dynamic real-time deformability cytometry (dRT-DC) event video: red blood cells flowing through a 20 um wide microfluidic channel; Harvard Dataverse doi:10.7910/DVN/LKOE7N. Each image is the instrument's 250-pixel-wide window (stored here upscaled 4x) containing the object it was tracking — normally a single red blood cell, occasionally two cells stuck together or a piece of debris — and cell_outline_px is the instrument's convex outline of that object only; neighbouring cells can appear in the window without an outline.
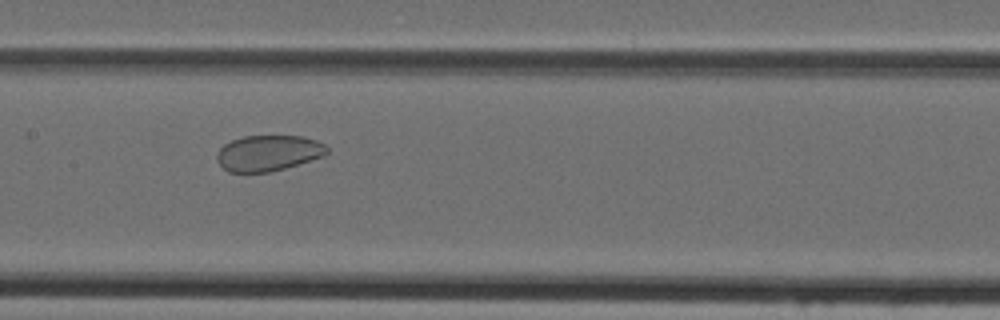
{"species": "Egyptian fruit bat (a non-hibernating species)", "species_latin": "Rousettus aegyptiacus", "temperature_condition": "cold", "stored_images_in_passage": 48, "camera_frame_rate_fps": 3000, "um_per_image_px": 0.085, "animal": {"sex": "female"}, "frame": {"image": 1, "passage_image": 24, "time_ms": 7.667, "image_size_px": [1000, 320], "cell_outline_px": [[328, 152], [324, 156], [284, 168], [268, 172], [228, 172], [216, 160], [216, 152], [224, 144], [232, 140], [244, 136], [304, 136], [316, 140], [324, 144], [328, 148]], "centroid_in_image_um": [22.79, 13.0], "position_along_channel_um": 184.6, "area_um2": 22.95}}
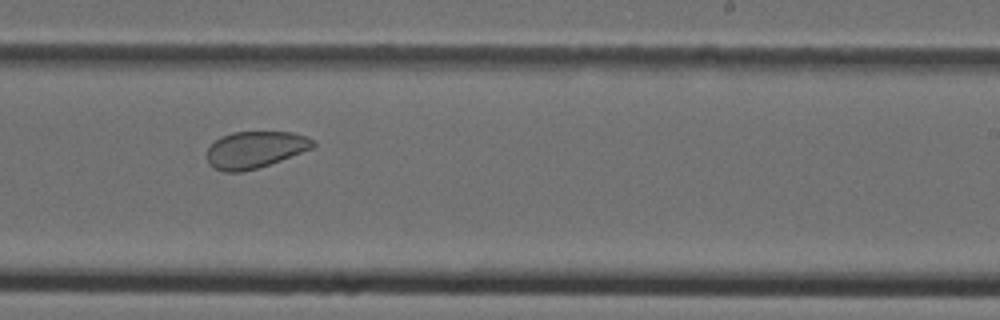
{"frame": {"image": 2, "passage_image": 30, "time_ms": 9.667, "image_size_px": [1000, 320], "cell_outline_px": [[316, 144], [312, 148], [280, 160], [256, 168], [240, 172], [224, 172], [212, 168], [208, 164], [208, 148], [220, 136], [232, 132], [292, 132], [316, 140]], "centroid_in_image_um": [21.66, 12.72], "position_along_channel_um": 267.3, "area_um2": 22.6}}
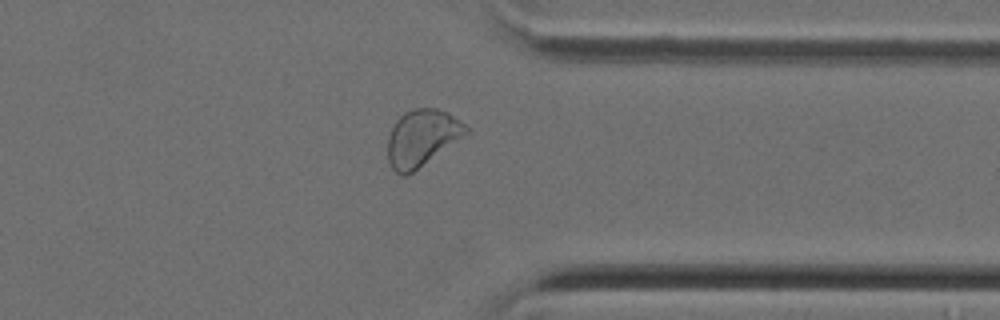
{"frame": {"image": 3, "passage_image": 38, "time_ms": 12.333, "image_size_px": [1000, 320], "cell_outline_px": [[468, 132], [412, 172], [404, 176], [400, 176], [392, 168], [388, 160], [388, 136], [396, 120], [404, 112], [412, 108], [436, 108], [448, 112], [460, 120], [468, 128]], "centroid_in_image_um": [35.82, 11.69], "position_along_channel_um": 375.6, "area_um2": 25.37}}